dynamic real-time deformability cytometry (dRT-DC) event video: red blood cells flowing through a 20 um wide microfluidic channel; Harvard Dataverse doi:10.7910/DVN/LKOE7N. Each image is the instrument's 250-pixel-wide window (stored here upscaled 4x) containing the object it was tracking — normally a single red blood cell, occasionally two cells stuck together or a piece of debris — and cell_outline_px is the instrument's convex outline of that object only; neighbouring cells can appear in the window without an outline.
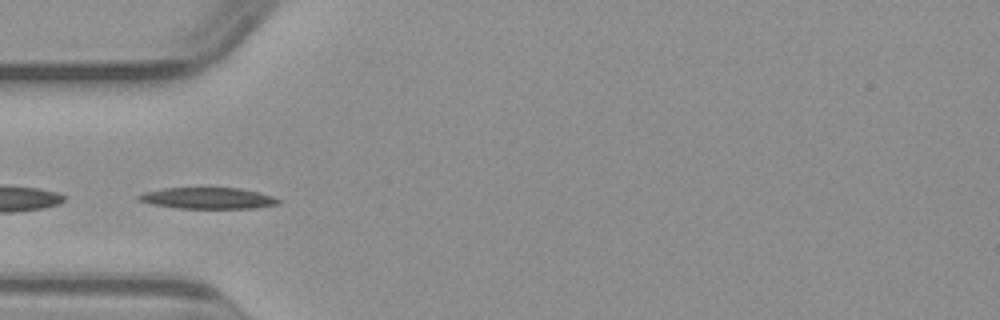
{"species": "common noctule bat (a hibernating species)", "species_latin": "Nyctalus noctula", "temperature_condition": "warm", "stored_images_in_passage": 7, "camera_frame_rate_fps": 3000, "um_per_image_px": 0.085, "animal": {"sex": "male", "body_mass_g": 23.1, "forearm_length_mm": 52.7}, "frame": {"image": 1, "passage_image": 4, "time_ms": 1.0, "image_size_px": [1000, 320], "cell_outline_px": [[280, 204], [256, 208], [176, 208], [152, 204], [140, 200], [136, 196], [144, 192], [164, 188], [240, 188], [260, 192], [272, 196], [280, 200]], "centroid_in_image_um": [17.7, 16.84], "position_along_channel_um": 67.3, "area_um2": 17.28}}